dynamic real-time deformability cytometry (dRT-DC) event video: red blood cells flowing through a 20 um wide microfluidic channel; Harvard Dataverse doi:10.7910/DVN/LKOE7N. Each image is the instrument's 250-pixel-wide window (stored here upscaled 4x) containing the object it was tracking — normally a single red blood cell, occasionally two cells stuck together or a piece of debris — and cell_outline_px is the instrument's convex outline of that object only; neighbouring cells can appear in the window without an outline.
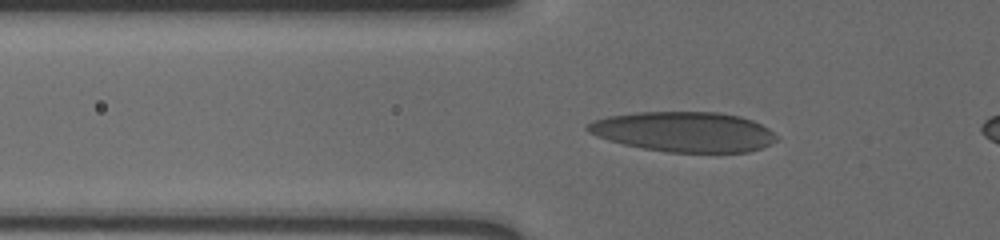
{"species": "human", "species_latin": "Homo sapiens", "temperature_condition": "cold", "stored_images_in_passage": 47, "camera_frame_rate_fps": 3000, "um_per_image_px": 0.085, "donor": {"sex": "male"}, "frame": {"image": 1, "passage_image": 14, "time_ms": 4.333, "image_size_px": [1000, 240], "cell_outline_px": [[776, 140], [760, 148], [748, 152], [668, 152], [644, 148], [624, 144], [608, 140], [588, 132], [584, 128], [588, 124], [596, 120], [608, 116], [640, 112], [716, 112], [740, 116], [752, 120], [768, 128], [776, 136]], "centroid_in_image_um": [58.13, 11.2], "position_along_channel_um": 67.7, "area_um2": 43.7}}
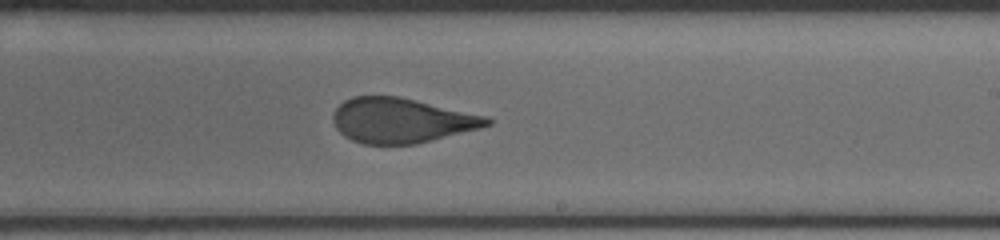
{"frame": {"image": 2, "passage_image": 30, "time_ms": 9.667, "image_size_px": [1000, 240], "cell_outline_px": [[492, 124], [480, 128], [416, 144], [364, 144], [352, 140], [344, 136], [336, 128], [332, 120], [332, 116], [336, 108], [344, 100], [352, 96], [396, 96], [488, 116], [492, 120]], "centroid_in_image_um": [34.1, 10.24], "position_along_channel_um": 254.9, "area_um2": 40.11}}
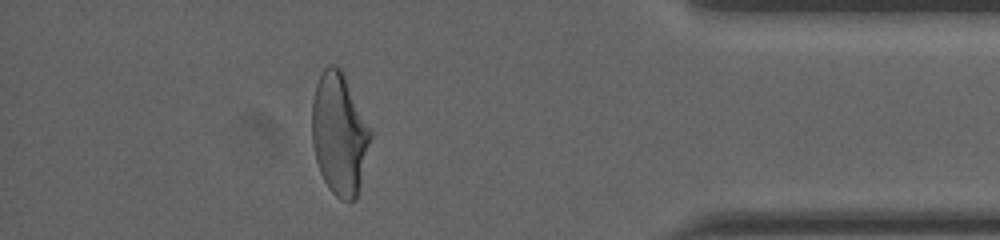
{"frame": {"image": 3, "passage_image": 45, "time_ms": 14.667, "image_size_px": [1000, 240], "cell_outline_px": [[372, 136], [356, 200], [348, 204], [340, 200], [328, 188], [320, 172], [316, 160], [312, 144], [312, 100], [316, 84], [324, 68], [328, 64], [332, 64], [340, 68], [372, 132]], "centroid_in_image_um": [28.83, 11.44], "position_along_channel_um": 406.4, "area_um2": 41.44}}